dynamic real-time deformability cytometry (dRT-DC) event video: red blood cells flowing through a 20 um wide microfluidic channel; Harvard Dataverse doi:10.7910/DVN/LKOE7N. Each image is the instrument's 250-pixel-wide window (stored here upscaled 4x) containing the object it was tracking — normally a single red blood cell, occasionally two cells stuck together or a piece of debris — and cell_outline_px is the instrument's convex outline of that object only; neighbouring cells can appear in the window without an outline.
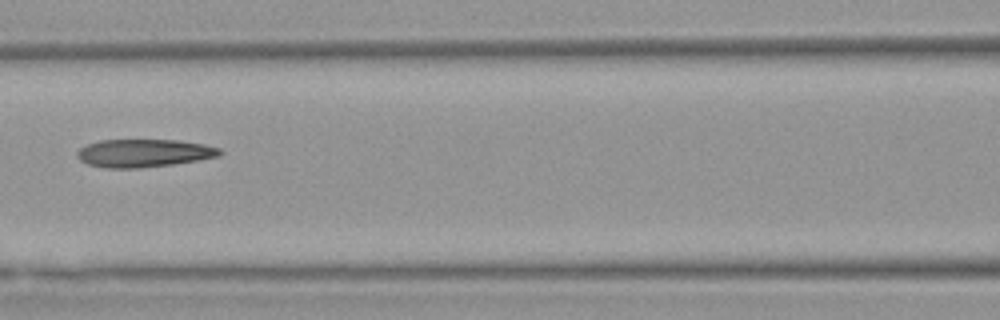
{"species": "Egyptian fruit bat (a non-hibernating species)", "species_latin": "Rousettus aegyptiacus", "temperature_condition": "warm", "stored_images_in_passage": 8, "camera_frame_rate_fps": 3000, "um_per_image_px": 0.085, "animal": {"sex": "female"}, "frame": {"image": 1, "passage_image": 6, "time_ms": 1.667, "image_size_px": [1000, 320], "cell_outline_px": [[224, 152], [220, 156], [172, 164], [140, 168], [104, 168], [88, 164], [80, 160], [76, 156], [76, 152], [80, 148], [88, 144], [100, 140], [180, 140], [204, 144], [220, 148]], "centroid_in_image_um": [12.23, 13.01], "position_along_channel_um": 154.4, "area_um2": 23.29}}
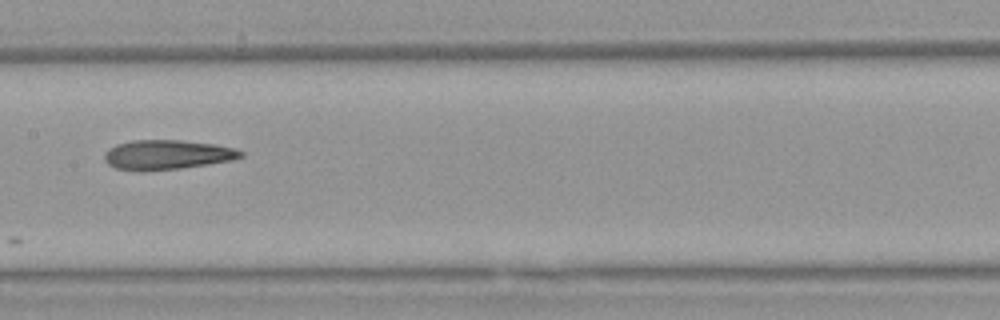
{"frame": {"image": 2, "passage_image": 7, "time_ms": 2.0, "image_size_px": [1000, 320], "cell_outline_px": [[244, 156], [232, 160], [208, 164], [180, 168], [140, 172], [116, 168], [108, 164], [104, 160], [104, 152], [108, 148], [116, 144], [132, 140], [180, 140], [216, 144], [236, 148], [244, 152]], "centroid_in_image_um": [14.19, 13.15], "position_along_channel_um": 193.2, "area_um2": 23.81}}